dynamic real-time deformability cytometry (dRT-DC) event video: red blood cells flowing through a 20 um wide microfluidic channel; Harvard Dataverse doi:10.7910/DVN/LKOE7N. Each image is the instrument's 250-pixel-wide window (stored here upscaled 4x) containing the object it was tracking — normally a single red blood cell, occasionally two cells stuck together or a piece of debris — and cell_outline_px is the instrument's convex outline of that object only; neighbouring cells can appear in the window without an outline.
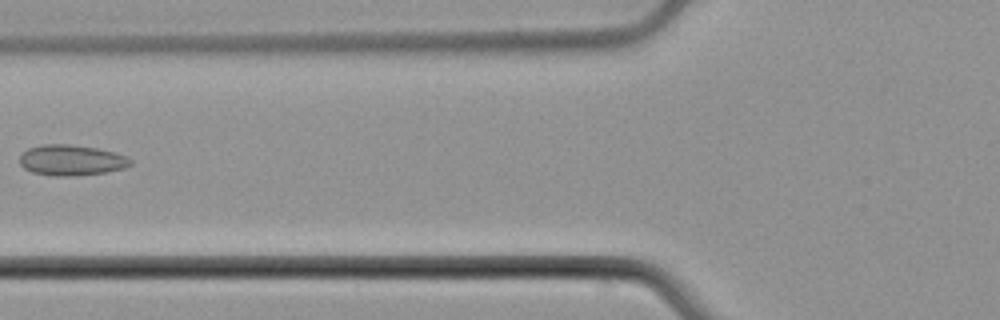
{"species": "common noctule bat (a hibernating species)", "species_latin": "Nyctalus noctula", "temperature_condition": "cold", "stored_images_in_passage": 6, "camera_frame_rate_fps": 3000, "um_per_image_px": 0.085, "animal": {"sex": "male", "body_mass_g": 21.5, "forearm_length_mm": 52.0}, "frame": {"image": 1, "passage_image": 6, "time_ms": 6.667, "image_size_px": [1000, 320], "cell_outline_px": [[132, 164], [124, 168], [104, 172], [76, 176], [52, 176], [32, 172], [24, 168], [20, 164], [20, 156], [28, 148], [40, 144], [68, 144], [96, 148], [116, 152], [132, 160]], "centroid_in_image_um": [6.05, 13.61], "position_along_channel_um": 119.7, "area_um2": 19.83}}